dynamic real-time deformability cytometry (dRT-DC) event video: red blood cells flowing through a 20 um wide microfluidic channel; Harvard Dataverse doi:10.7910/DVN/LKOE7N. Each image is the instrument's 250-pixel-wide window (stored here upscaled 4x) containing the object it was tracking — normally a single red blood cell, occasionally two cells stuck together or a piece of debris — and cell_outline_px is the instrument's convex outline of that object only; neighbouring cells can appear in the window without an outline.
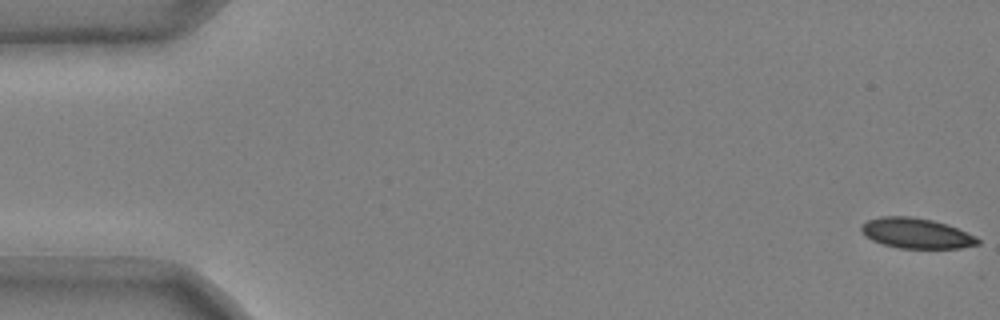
{"species": "common noctule bat (a hibernating species)", "species_latin": "Nyctalus noctula", "temperature_condition": "cold", "stored_images_in_passage": 51, "camera_frame_rate_fps": 3000, "um_per_image_px": 0.085, "animal": {"sex": "male", "body_mass_g": 20.4}, "frame": {"image": 1, "passage_image": 1, "time_ms": 0.0, "image_size_px": [1000, 320], "cell_outline_px": [[980, 244], [960, 248], [900, 248], [884, 244], [872, 240], [864, 236], [860, 228], [860, 224], [868, 220], [880, 216], [908, 216], [932, 220], [948, 224], [976, 236], [980, 240]], "centroid_in_image_um": [77.88, 19.82], "position_along_channel_um": 7.1, "area_um2": 20.63}}
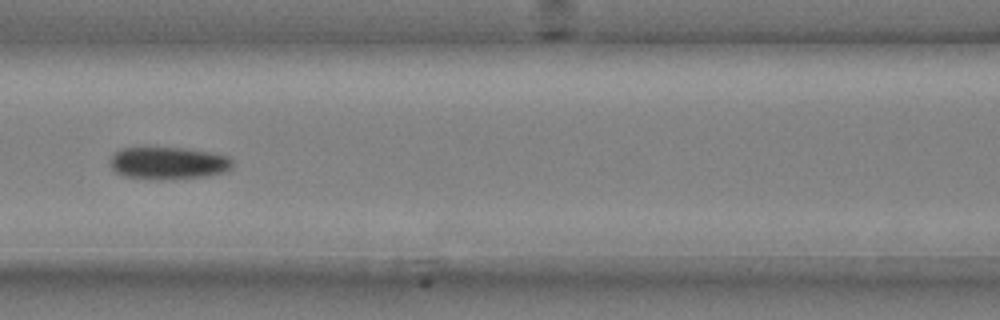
{"frame": {"image": 2, "passage_image": 24, "time_ms": 7.667, "image_size_px": [1000, 320], "cell_outline_px": [[232, 168], [228, 172], [208, 176], [160, 180], [124, 176], [116, 172], [112, 168], [112, 156], [120, 148], [180, 148], [208, 152], [228, 156], [232, 160]], "centroid_in_image_um": [14.35, 13.88], "position_along_channel_um": 152.3, "area_um2": 22.95}}
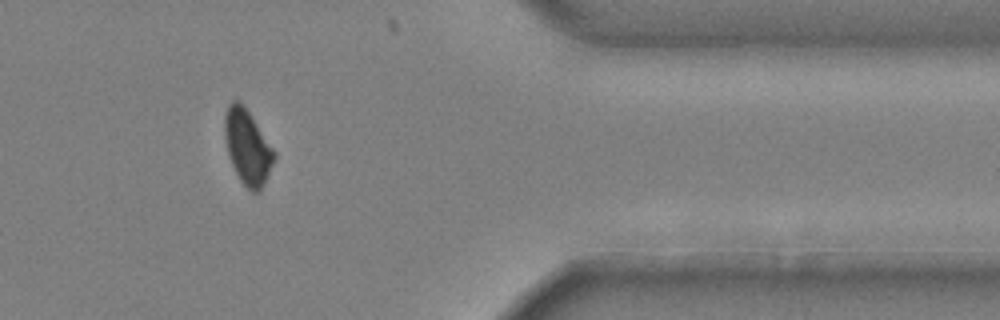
{"frame": {"image": 3, "passage_image": 45, "time_ms": 14.667, "image_size_px": [1000, 320], "cell_outline_px": [[276, 156], [260, 192], [252, 192], [240, 180], [228, 156], [224, 136], [224, 116], [228, 104], [232, 100], [236, 100], [248, 112], [276, 152]], "centroid_in_image_um": [21.02, 12.51], "position_along_channel_um": 390.4, "area_um2": 21.21}}